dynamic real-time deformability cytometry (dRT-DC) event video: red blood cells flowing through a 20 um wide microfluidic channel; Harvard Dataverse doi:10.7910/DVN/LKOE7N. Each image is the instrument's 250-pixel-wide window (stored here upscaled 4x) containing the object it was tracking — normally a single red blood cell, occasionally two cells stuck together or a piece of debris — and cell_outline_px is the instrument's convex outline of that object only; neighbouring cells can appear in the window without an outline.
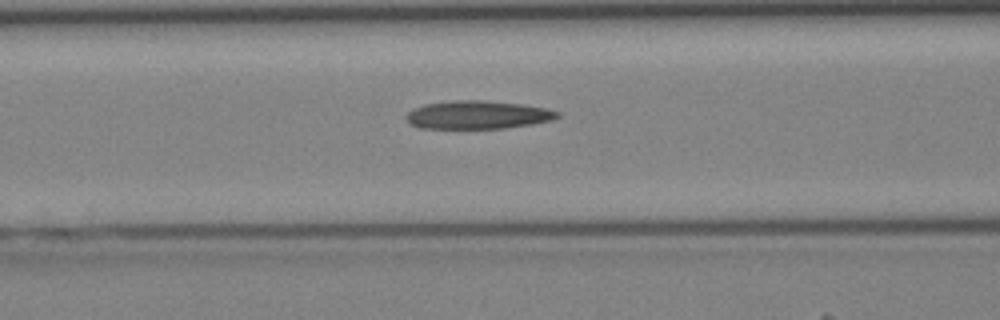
{"species": "Egyptian fruit bat (a non-hibernating species)", "species_latin": "Rousettus aegyptiacus", "temperature_condition": "cold", "stored_images_in_passage": 41, "camera_frame_rate_fps": 3000, "um_per_image_px": 0.085, "animal": {"sex": "female"}, "frame": {"image": 1, "passage_image": 17, "time_ms": 5.333, "image_size_px": [1000, 320], "cell_outline_px": [[560, 116], [552, 120], [504, 128], [420, 128], [412, 124], [404, 116], [408, 112], [424, 104], [448, 100], [484, 100], [524, 104], [548, 108], [560, 112]], "centroid_in_image_um": [40.62, 9.74], "position_along_channel_um": 126.0, "area_um2": 24.85}}
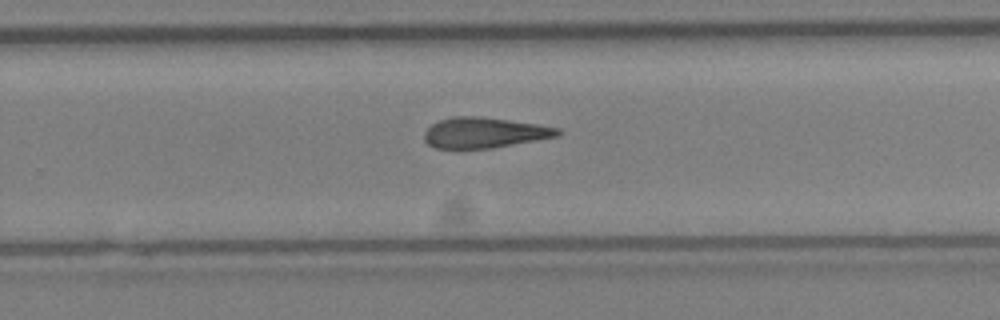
{"frame": {"image": 2, "passage_image": 27, "time_ms": 8.667, "image_size_px": [1000, 320], "cell_outline_px": [[564, 132], [560, 136], [492, 148], [436, 148], [428, 144], [424, 140], [424, 132], [432, 124], [440, 120], [456, 116], [480, 116], [536, 124], [560, 128]], "centroid_in_image_um": [41.2, 11.28], "position_along_channel_um": 288.6, "area_um2": 23.7}}
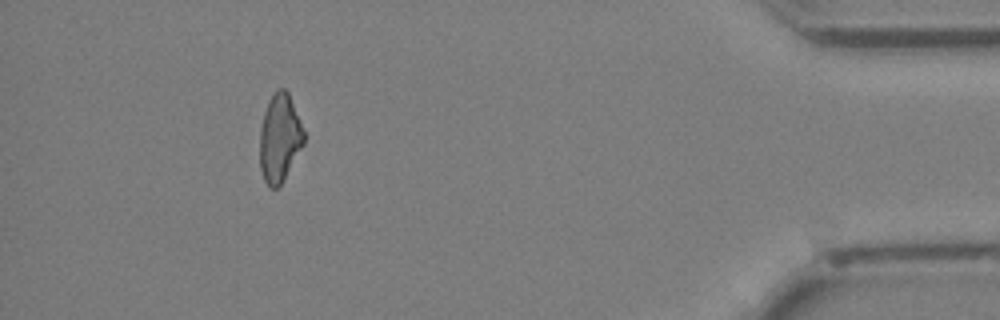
{"frame": {"image": 3, "passage_image": 38, "time_ms": 12.333, "image_size_px": [1000, 320], "cell_outline_px": [[304, 144], [280, 184], [276, 188], [268, 188], [264, 180], [260, 168], [260, 128], [264, 112], [268, 100], [272, 92], [276, 88], [284, 88], [288, 92], [304, 132]], "centroid_in_image_um": [23.74, 11.71], "position_along_channel_um": 411.5, "area_um2": 22.48}}